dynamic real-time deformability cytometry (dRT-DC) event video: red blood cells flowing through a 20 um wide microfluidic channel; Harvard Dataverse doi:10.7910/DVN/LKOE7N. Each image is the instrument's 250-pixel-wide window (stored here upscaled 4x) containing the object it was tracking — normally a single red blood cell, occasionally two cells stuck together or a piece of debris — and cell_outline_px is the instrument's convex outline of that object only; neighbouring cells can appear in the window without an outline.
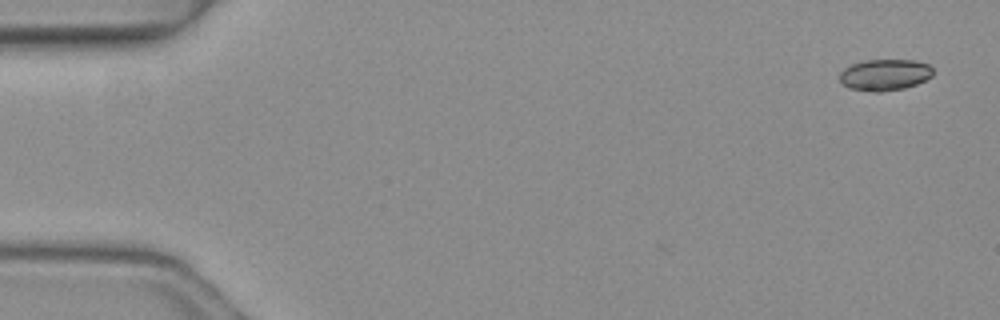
{"species": "common noctule bat (a hibernating species)", "species_latin": "Nyctalus noctula", "temperature_condition": "warm", "stored_images_in_passage": 4, "camera_frame_rate_fps": 3000, "um_per_image_px": 0.085, "animal": {"sex": "female", "body_mass_g": 19.3, "forearm_length_mm": 54.1}, "frame": {"image": 1, "passage_image": 1, "time_ms": 0.0, "image_size_px": [1000, 320], "cell_outline_px": [[932, 76], [916, 84], [904, 88], [880, 92], [876, 92], [848, 88], [840, 80], [840, 72], [844, 68], [852, 64], [864, 60], [916, 60], [928, 64], [932, 68]], "centroid_in_image_um": [75.2, 6.35], "position_along_channel_um": 9.8, "area_um2": 16.99}}
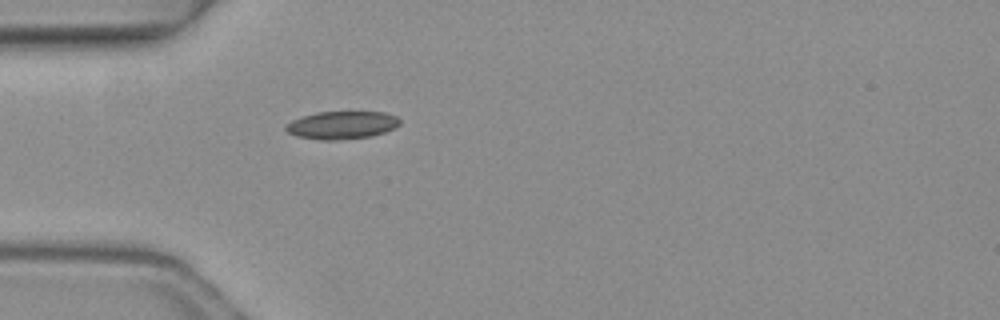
{"frame": {"image": 2, "passage_image": 4, "time_ms": 1.0, "image_size_px": [1000, 320], "cell_outline_px": [[400, 124], [396, 128], [372, 136], [336, 140], [320, 140], [296, 136], [288, 132], [284, 128], [292, 120], [316, 112], [384, 112], [396, 116], [400, 120]], "centroid_in_image_um": [29.08, 10.64], "position_along_channel_um": 55.9, "area_um2": 18.44}}